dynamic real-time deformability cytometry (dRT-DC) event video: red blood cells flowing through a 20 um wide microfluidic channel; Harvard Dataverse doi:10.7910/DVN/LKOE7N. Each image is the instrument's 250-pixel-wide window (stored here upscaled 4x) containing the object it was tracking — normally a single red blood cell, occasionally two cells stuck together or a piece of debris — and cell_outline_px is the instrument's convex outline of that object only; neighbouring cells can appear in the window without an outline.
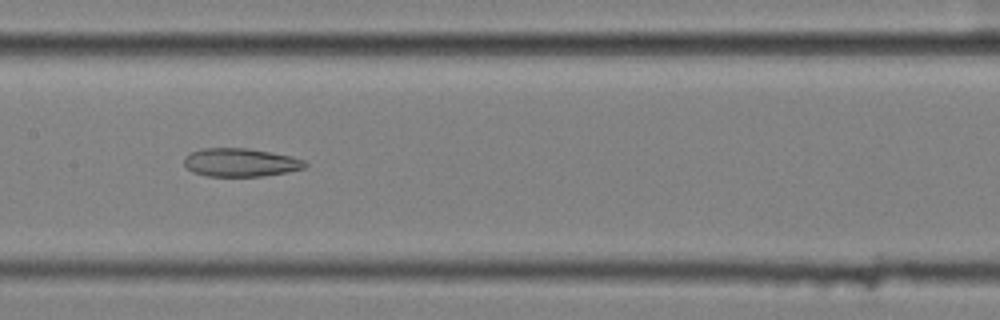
{"species": "common noctule bat (a hibernating species)", "species_latin": "Nyctalus noctula", "temperature_condition": "cold", "stored_images_in_passage": 10, "camera_frame_rate_fps": 3000, "um_per_image_px": 0.085, "animal": {"sex": "female", "body_mass_g": 25.1}, "frame": {"image": 1, "passage_image": 9, "time_ms": 2.667, "image_size_px": [1000, 320], "cell_outline_px": [[308, 164], [304, 168], [288, 172], [260, 176], [208, 176], [192, 172], [184, 164], [184, 156], [200, 148], [248, 148], [292, 156], [304, 160]], "centroid_in_image_um": [20.44, 13.8], "position_along_channel_um": 187.0, "area_um2": 20.0}}
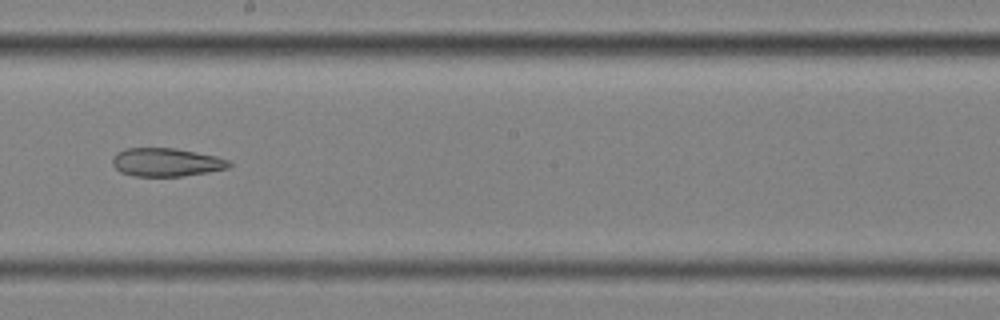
{"frame": {"image": 2, "passage_image": 10, "time_ms": 3.0, "image_size_px": [1000, 320], "cell_outline_px": [[232, 164], [228, 168], [208, 172], [184, 176], [132, 176], [120, 172], [112, 164], [112, 156], [116, 152], [124, 148], [176, 148], [216, 156], [228, 160]], "centroid_in_image_um": [14.1, 13.79], "position_along_channel_um": 234.1, "area_um2": 19.42}}